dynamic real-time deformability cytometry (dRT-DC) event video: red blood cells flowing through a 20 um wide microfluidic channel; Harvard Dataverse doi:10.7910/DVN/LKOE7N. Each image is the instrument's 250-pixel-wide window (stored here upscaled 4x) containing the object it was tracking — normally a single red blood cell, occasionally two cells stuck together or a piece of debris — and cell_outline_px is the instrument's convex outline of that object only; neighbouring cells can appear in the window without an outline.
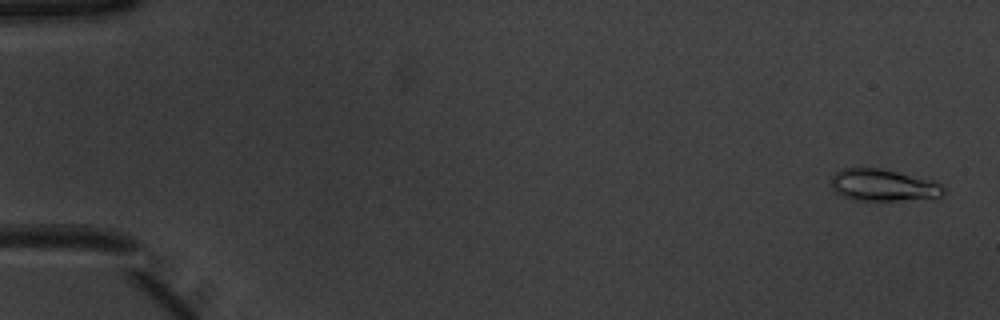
{"species": "common noctule bat (a hibernating species)", "species_latin": "Nyctalus noctula", "temperature_condition": "warm", "stored_images_in_passage": 52, "camera_frame_rate_fps": 3000, "um_per_image_px": 0.085, "animal": {"sex": "male", "body_mass_g": 20.1, "forearm_length_mm": 53.5}, "frame": {"image": 1, "passage_image": 2, "time_ms": 0.333, "image_size_px": [1000, 320], "cell_outline_px": [[944, 192], [940, 196], [896, 200], [852, 200], [836, 192], [832, 188], [832, 176], [836, 172], [844, 168], [880, 168], [932, 180], [940, 184], [944, 188]], "centroid_in_image_um": [75.03, 15.73], "position_along_channel_um": 10.0, "area_um2": 20.46}}
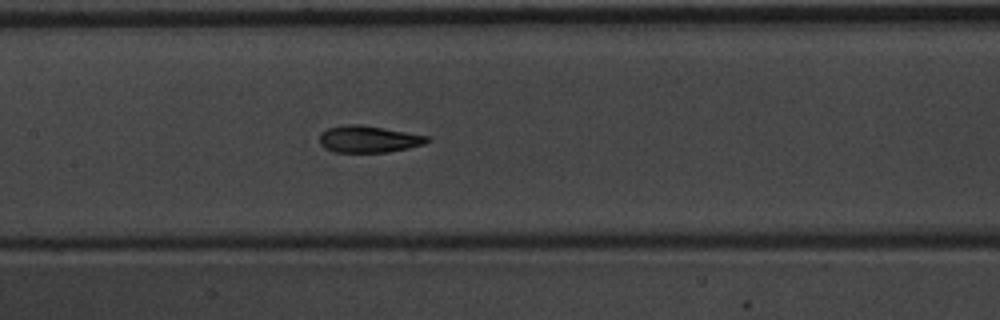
{"frame": {"image": 2, "passage_image": 26, "time_ms": 8.333, "image_size_px": [1000, 320], "cell_outline_px": [[432, 140], [424, 144], [408, 148], [384, 152], [332, 152], [324, 148], [320, 144], [320, 132], [328, 128], [348, 124], [360, 124], [384, 128], [428, 136]], "centroid_in_image_um": [31.31, 11.82], "position_along_channel_um": 176.1, "area_um2": 16.82}}
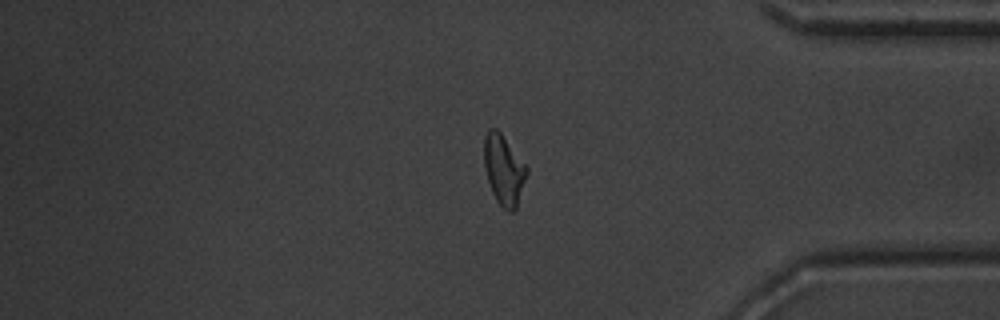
{"frame": {"image": 3, "passage_image": 44, "time_ms": 14.333, "image_size_px": [1000, 320], "cell_outline_px": [[528, 172], [516, 208], [512, 212], [508, 212], [496, 200], [492, 192], [484, 168], [484, 136], [488, 128], [496, 128], [500, 132], [528, 168]], "centroid_in_image_um": [42.81, 14.43], "position_along_channel_um": 392.4, "area_um2": 17.28}, "authors_computed_cell_mechanics": {"area_um2": 17.3689, "velocity_mm_per_s": 3.9318, "shape_relaxation_time_tau1_ms": 3.1214, "shape_relaxation_time_tau2_ms": 2.033, "deformation_change_tau1": 0.1626, "deformation_change_tau2": 0.0867}}